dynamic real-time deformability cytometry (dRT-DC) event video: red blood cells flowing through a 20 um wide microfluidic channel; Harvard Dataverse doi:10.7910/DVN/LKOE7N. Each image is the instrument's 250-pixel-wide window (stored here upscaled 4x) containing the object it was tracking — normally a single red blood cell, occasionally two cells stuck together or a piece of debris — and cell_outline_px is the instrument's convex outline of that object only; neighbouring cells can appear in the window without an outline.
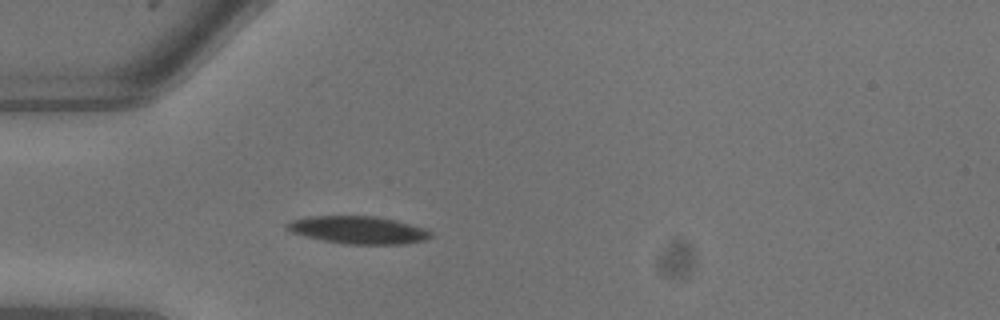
{"species": "common noctule bat (a hibernating species)", "species_latin": "Nyctalus noctula", "temperature_condition": "warm", "stored_images_in_passage": 10, "camera_frame_rate_fps": 3000, "um_per_image_px": 0.085, "animal": {"sex": "male", "body_mass_g": 13.3}, "frame": {"image": 1, "passage_image": 7, "time_ms": 2.0, "image_size_px": [1000, 320], "cell_outline_px": [[432, 236], [424, 240], [404, 244], [344, 244], [320, 240], [304, 236], [292, 232], [284, 228], [284, 224], [292, 220], [308, 216], [372, 216], [396, 220], [424, 228], [432, 232]], "centroid_in_image_um": [30.41, 19.55], "position_along_channel_um": 54.6, "area_um2": 23.24}}
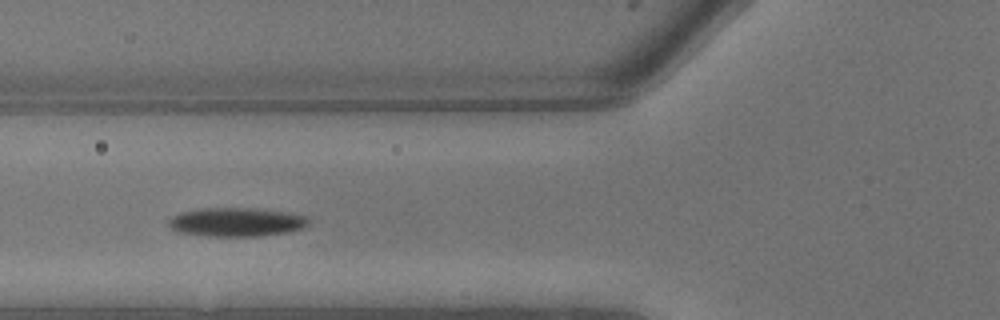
{"frame": {"image": 2, "passage_image": 9, "time_ms": 2.667, "image_size_px": [1000, 320], "cell_outline_px": [[308, 224], [304, 228], [288, 232], [260, 236], [208, 236], [176, 232], [168, 224], [168, 220], [172, 216], [180, 212], [200, 208], [244, 208], [280, 212], [308, 216]], "centroid_in_image_um": [20.04, 18.89], "position_along_channel_um": 105.8, "area_um2": 23.35}}